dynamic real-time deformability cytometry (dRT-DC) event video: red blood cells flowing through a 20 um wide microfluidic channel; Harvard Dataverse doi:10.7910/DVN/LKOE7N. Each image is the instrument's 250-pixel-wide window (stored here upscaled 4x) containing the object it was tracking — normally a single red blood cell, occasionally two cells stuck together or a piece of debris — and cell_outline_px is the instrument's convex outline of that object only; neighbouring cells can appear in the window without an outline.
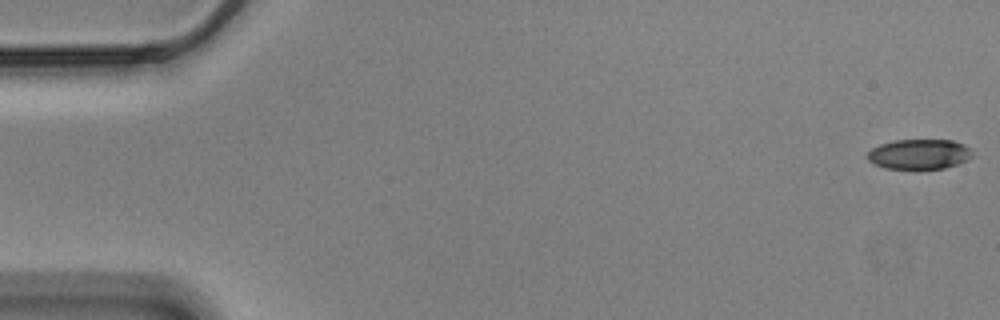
{"species": "Egyptian fruit bat (a non-hibernating species)", "species_latin": "Rousettus aegyptiacus", "temperature_condition": "cold", "stored_images_in_passage": 57, "camera_frame_rate_fps": 3000, "um_per_image_px": 0.085, "animal": {"sex": "male"}, "frame": {"image": 1, "passage_image": 1, "time_ms": 0.0, "image_size_px": [1000, 320], "cell_outline_px": [[972, 156], [968, 160], [944, 168], [884, 168], [868, 160], [868, 152], [872, 148], [880, 144], [896, 140], [952, 140], [964, 144], [968, 148]], "centroid_in_image_um": [78.13, 13.09], "position_along_channel_um": 6.9, "area_um2": 18.03}}
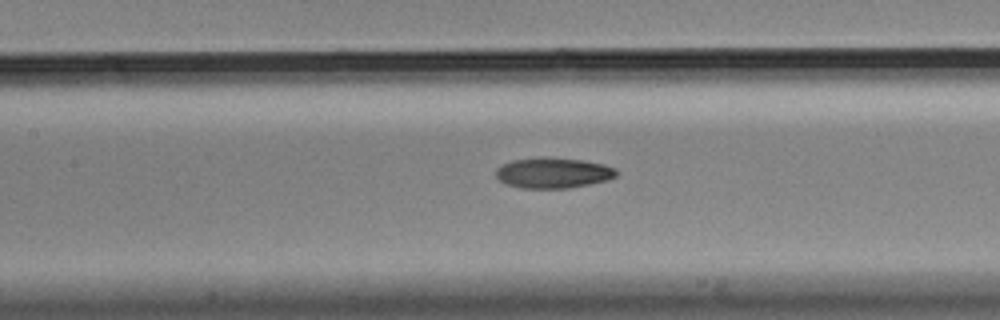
{"frame": {"image": 2, "passage_image": 26, "time_ms": 8.333, "image_size_px": [1000, 320], "cell_outline_px": [[616, 176], [608, 180], [568, 188], [520, 188], [504, 184], [496, 176], [496, 168], [512, 160], [540, 156], [544, 156], [584, 160], [604, 164], [616, 168]], "centroid_in_image_um": [47.0, 14.68], "position_along_channel_um": 160.4, "area_um2": 21.68}}
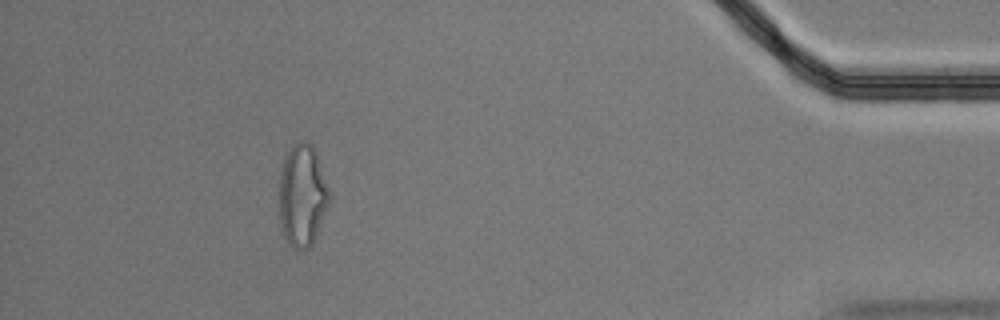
{"frame": {"image": 3, "passage_image": 52, "time_ms": 17.0, "image_size_px": [1000, 320], "cell_outline_px": [[332, 200], [312, 248], [300, 252], [292, 248], [288, 244], [284, 236], [280, 224], [280, 172], [284, 160], [292, 144], [296, 140], [304, 140], [312, 144], [316, 152], [332, 196]], "centroid_in_image_um": [25.74, 16.67], "position_along_channel_um": 409.5, "area_um2": 30.81}, "authors_computed_cell_mechanics": {"area_um2": 21.386, "velocity_mm_per_s": 3.5173, "shape_relaxation_time_tau1_ms": 7.5008, "shape_relaxation_time_tau2_ms": 3.5275, "deformation_change_tau1": 0.1885, "deformation_change_tau2": 0.0985}}